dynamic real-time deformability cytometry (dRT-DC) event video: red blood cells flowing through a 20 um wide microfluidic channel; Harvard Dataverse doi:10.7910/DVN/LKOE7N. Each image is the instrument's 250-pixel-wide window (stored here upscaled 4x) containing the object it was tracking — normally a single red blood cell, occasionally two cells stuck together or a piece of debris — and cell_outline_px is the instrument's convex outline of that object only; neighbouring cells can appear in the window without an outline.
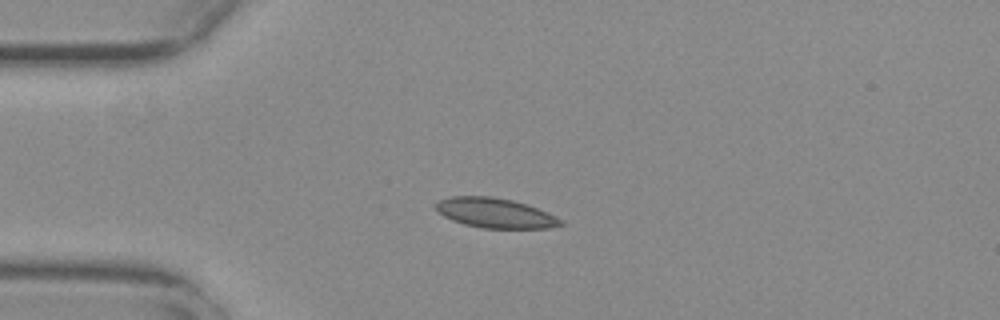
{"species": "common noctule bat (a hibernating species)", "species_latin": "Nyctalus noctula", "temperature_condition": "warm", "stored_images_in_passage": 42, "camera_frame_rate_fps": 3000, "um_per_image_px": 0.085, "animal": {"sex": "female", "body_mass_g": 29.2, "forearm_length_mm": 56.3}, "frame": {"image": 1, "passage_image": 1, "time_ms": 0.0, "image_size_px": [1000, 320], "cell_outline_px": [[564, 224], [548, 228], [484, 228], [464, 224], [452, 220], [444, 216], [436, 208], [436, 204], [440, 200], [452, 196], [492, 196], [512, 200], [528, 204], [548, 212], [560, 220]], "centroid_in_image_um": [42.1, 18.1], "position_along_channel_um": 42.9, "area_um2": 21.5}}
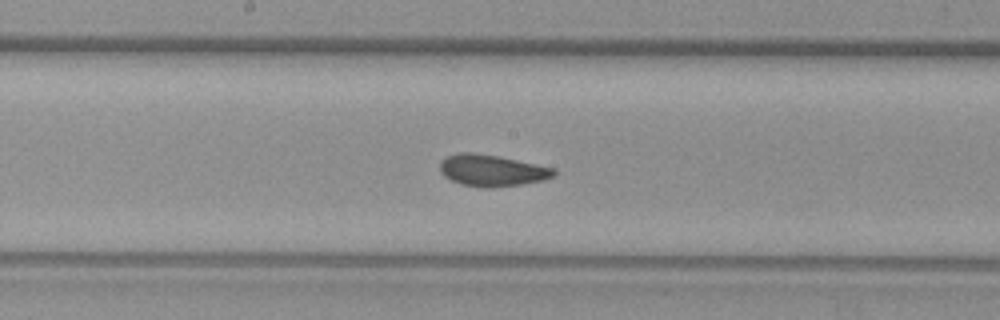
{"frame": {"image": 2, "passage_image": 16, "time_ms": 5.0, "image_size_px": [1000, 320], "cell_outline_px": [[556, 176], [544, 180], [520, 184], [492, 188], [484, 188], [460, 184], [444, 176], [440, 172], [440, 160], [448, 156], [460, 152], [472, 152], [496, 156], [556, 168]], "centroid_in_image_um": [41.81, 14.5], "position_along_channel_um": 206.4, "area_um2": 20.98}}
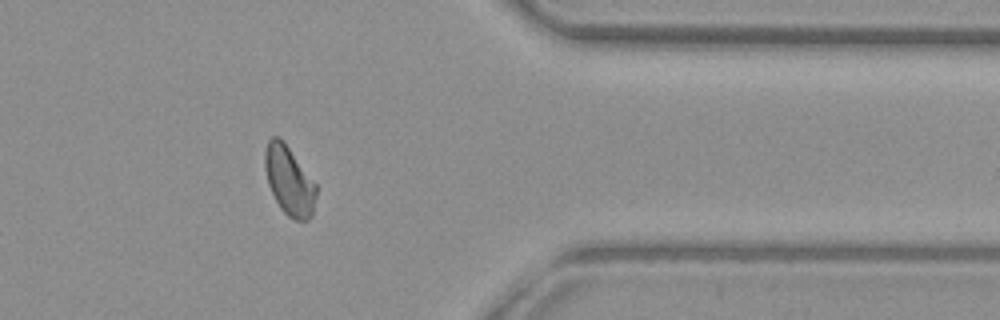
{"frame": {"image": 3, "passage_image": 32, "time_ms": 10.333, "image_size_px": [1000, 320], "cell_outline_px": [[316, 196], [312, 216], [308, 220], [296, 220], [288, 216], [280, 208], [268, 184], [264, 168], [264, 152], [268, 140], [272, 136], [280, 136], [284, 140], [316, 184]], "centroid_in_image_um": [24.57, 15.32], "position_along_channel_um": 386.8, "area_um2": 20.75}, "authors_computed_cell_mechanics": {"area_um2": 20.808, "velocity_mm_per_s": 3.721, "shape_relaxation_time_tau1_ms": 7.8806, "shape_relaxation_time_tau2_ms": 1.4293, "deformation_change_tau1": 0.136, "deformation_change_tau2": 0.05}}